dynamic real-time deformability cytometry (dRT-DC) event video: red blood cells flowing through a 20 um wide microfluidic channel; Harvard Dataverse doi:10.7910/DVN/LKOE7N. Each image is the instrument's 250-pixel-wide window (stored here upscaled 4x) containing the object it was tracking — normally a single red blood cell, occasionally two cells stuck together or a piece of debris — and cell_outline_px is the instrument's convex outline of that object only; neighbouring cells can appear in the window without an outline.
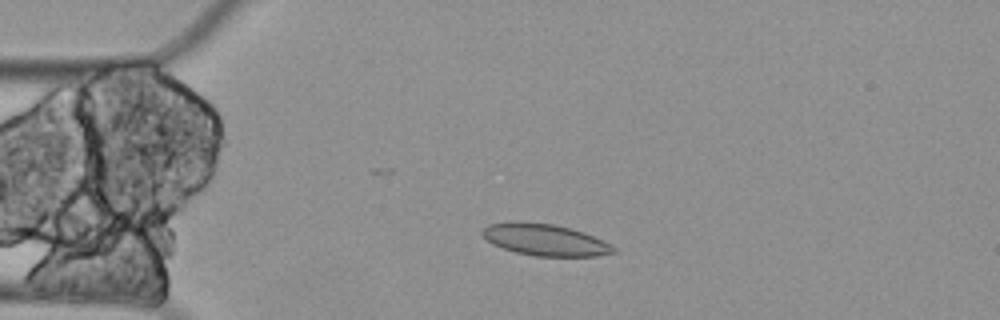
{"species": "Egyptian fruit bat (a non-hibernating species)", "species_latin": "Rousettus aegyptiacus", "temperature_condition": "cold", "stored_images_in_passage": 5, "camera_frame_rate_fps": 3000, "um_per_image_px": 0.085, "animal": {"sex": "female"}, "frame": {"image": 1, "passage_image": 4, "time_ms": 1.0, "image_size_px": [1000, 320], "cell_outline_px": [[616, 252], [596, 256], [536, 256], [516, 252], [492, 244], [480, 232], [488, 224], [512, 220], [516, 220], [552, 224], [572, 228], [592, 236], [616, 248]], "centroid_in_image_um": [46.27, 20.36], "position_along_channel_um": 38.7, "area_um2": 24.1}}